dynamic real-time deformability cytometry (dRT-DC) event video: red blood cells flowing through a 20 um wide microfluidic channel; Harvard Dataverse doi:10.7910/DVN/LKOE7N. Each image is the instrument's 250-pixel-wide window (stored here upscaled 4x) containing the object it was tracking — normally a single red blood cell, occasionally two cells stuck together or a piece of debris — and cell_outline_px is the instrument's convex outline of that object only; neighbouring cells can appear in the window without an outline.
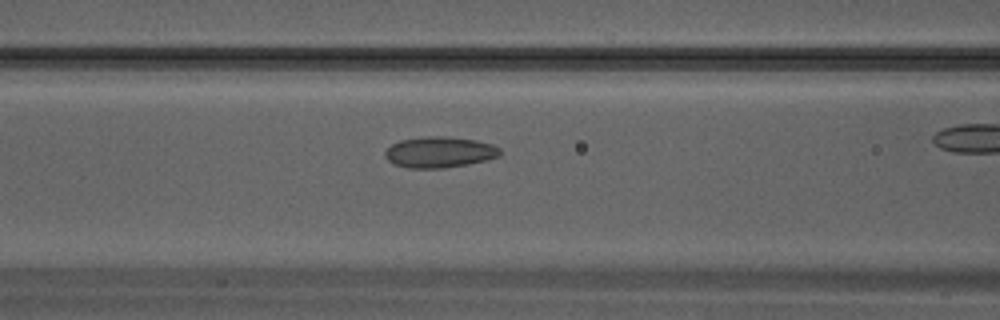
{"species": "Egyptian fruit bat (a non-hibernating species)", "species_latin": "Rousettus aegyptiacus", "temperature_condition": "warm", "stored_images_in_passage": 19, "camera_frame_rate_fps": 3000, "um_per_image_px": 0.085, "animal": {"sex": "male"}, "frame": {"image": 1, "passage_image": 6, "time_ms": 1.667, "image_size_px": [1000, 320], "cell_outline_px": [[500, 156], [488, 160], [468, 164], [444, 168], [408, 168], [396, 164], [388, 160], [384, 156], [384, 152], [392, 144], [400, 140], [428, 136], [444, 136], [476, 140], [492, 144], [500, 148]], "centroid_in_image_um": [37.37, 12.93], "position_along_channel_um": 129.2, "area_um2": 20.75}}
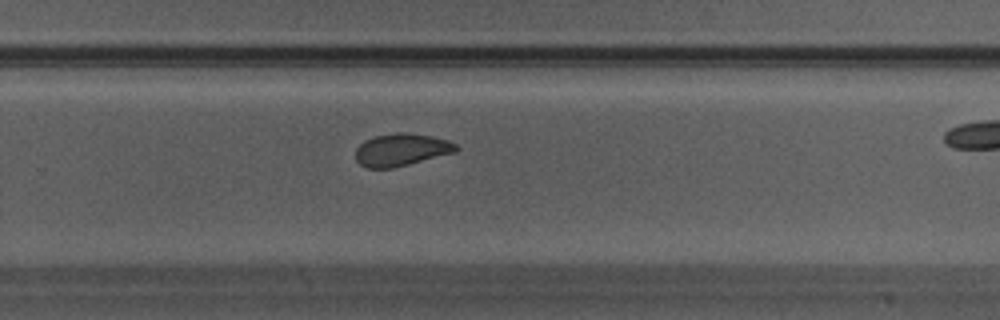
{"frame": {"image": 2, "passage_image": 14, "time_ms": 4.333, "image_size_px": [1000, 320], "cell_outline_px": [[460, 148], [456, 152], [392, 168], [368, 168], [360, 164], [356, 160], [356, 148], [364, 140], [372, 136], [396, 132], [408, 132], [432, 136], [448, 140], [456, 144]], "centroid_in_image_um": [34.11, 12.71], "position_along_channel_um": 295.7, "area_um2": 19.13}}